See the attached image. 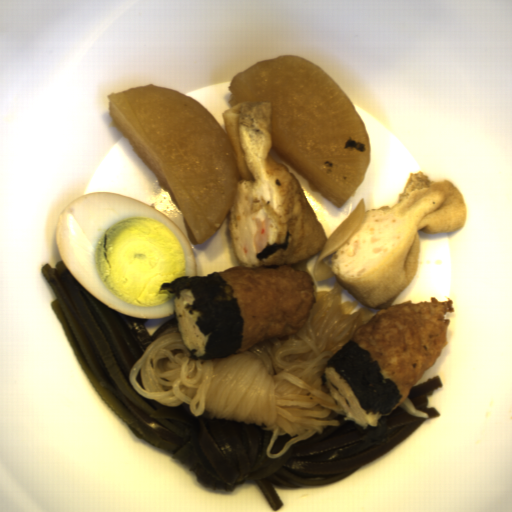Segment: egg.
<instances>
[{
	"label": "egg",
	"instance_id": "egg-1",
	"mask_svg": "<svg viewBox=\"0 0 512 512\" xmlns=\"http://www.w3.org/2000/svg\"><path fill=\"white\" fill-rule=\"evenodd\" d=\"M57 254L92 296L133 318L175 314V294L161 290L179 277H198V260L177 223L127 195L91 192L59 213Z\"/></svg>",
	"mask_w": 512,
	"mask_h": 512
}]
</instances>
